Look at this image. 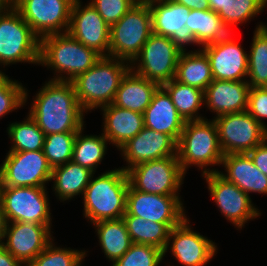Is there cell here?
<instances>
[{"label":"cell","instance_id":"6da1fadb","mask_svg":"<svg viewBox=\"0 0 267 266\" xmlns=\"http://www.w3.org/2000/svg\"><path fill=\"white\" fill-rule=\"evenodd\" d=\"M85 113L72 82L49 80L33 98L28 114L46 136L85 129Z\"/></svg>","mask_w":267,"mask_h":266},{"label":"cell","instance_id":"7a4b0ae2","mask_svg":"<svg viewBox=\"0 0 267 266\" xmlns=\"http://www.w3.org/2000/svg\"><path fill=\"white\" fill-rule=\"evenodd\" d=\"M101 57L68 32L40 39L38 65L41 64L55 71L56 76L50 80L71 82L94 66Z\"/></svg>","mask_w":267,"mask_h":266},{"label":"cell","instance_id":"3957f363","mask_svg":"<svg viewBox=\"0 0 267 266\" xmlns=\"http://www.w3.org/2000/svg\"><path fill=\"white\" fill-rule=\"evenodd\" d=\"M128 62L110 56H102L73 83L81 108L88 112L112 104L123 77L130 70Z\"/></svg>","mask_w":267,"mask_h":266},{"label":"cell","instance_id":"277c9868","mask_svg":"<svg viewBox=\"0 0 267 266\" xmlns=\"http://www.w3.org/2000/svg\"><path fill=\"white\" fill-rule=\"evenodd\" d=\"M83 193L84 217L92 224L123 218L126 213L129 178L122 168L109 170L93 179Z\"/></svg>","mask_w":267,"mask_h":266},{"label":"cell","instance_id":"5b68a950","mask_svg":"<svg viewBox=\"0 0 267 266\" xmlns=\"http://www.w3.org/2000/svg\"><path fill=\"white\" fill-rule=\"evenodd\" d=\"M186 121L177 143V156L183 172L196 165L202 175L218 172V169H206L207 166L221 165L223 152L219 145L217 126L214 120Z\"/></svg>","mask_w":267,"mask_h":266},{"label":"cell","instance_id":"8992f818","mask_svg":"<svg viewBox=\"0 0 267 266\" xmlns=\"http://www.w3.org/2000/svg\"><path fill=\"white\" fill-rule=\"evenodd\" d=\"M40 39L9 2L0 12V65L39 63Z\"/></svg>","mask_w":267,"mask_h":266},{"label":"cell","instance_id":"52a82bcc","mask_svg":"<svg viewBox=\"0 0 267 266\" xmlns=\"http://www.w3.org/2000/svg\"><path fill=\"white\" fill-rule=\"evenodd\" d=\"M151 33L149 5L136 3L117 23L110 26L109 56L131 64Z\"/></svg>","mask_w":267,"mask_h":266},{"label":"cell","instance_id":"ba28073f","mask_svg":"<svg viewBox=\"0 0 267 266\" xmlns=\"http://www.w3.org/2000/svg\"><path fill=\"white\" fill-rule=\"evenodd\" d=\"M129 184L143 193L179 196L185 173L178 156L138 164L127 171Z\"/></svg>","mask_w":267,"mask_h":266},{"label":"cell","instance_id":"9c48e42d","mask_svg":"<svg viewBox=\"0 0 267 266\" xmlns=\"http://www.w3.org/2000/svg\"><path fill=\"white\" fill-rule=\"evenodd\" d=\"M181 52L169 37L152 32L130 68L138 75L162 86L175 79Z\"/></svg>","mask_w":267,"mask_h":266},{"label":"cell","instance_id":"30bf717a","mask_svg":"<svg viewBox=\"0 0 267 266\" xmlns=\"http://www.w3.org/2000/svg\"><path fill=\"white\" fill-rule=\"evenodd\" d=\"M46 187H0V202L8 222L46 225L51 230Z\"/></svg>","mask_w":267,"mask_h":266},{"label":"cell","instance_id":"8fae6325","mask_svg":"<svg viewBox=\"0 0 267 266\" xmlns=\"http://www.w3.org/2000/svg\"><path fill=\"white\" fill-rule=\"evenodd\" d=\"M224 155L248 153L267 139V129L247 110L214 117Z\"/></svg>","mask_w":267,"mask_h":266},{"label":"cell","instance_id":"7c38bea8","mask_svg":"<svg viewBox=\"0 0 267 266\" xmlns=\"http://www.w3.org/2000/svg\"><path fill=\"white\" fill-rule=\"evenodd\" d=\"M9 2L39 39L68 32L74 0H10Z\"/></svg>","mask_w":267,"mask_h":266},{"label":"cell","instance_id":"4fadbf2b","mask_svg":"<svg viewBox=\"0 0 267 266\" xmlns=\"http://www.w3.org/2000/svg\"><path fill=\"white\" fill-rule=\"evenodd\" d=\"M52 170L43 150L8 152L0 165V187H46Z\"/></svg>","mask_w":267,"mask_h":266},{"label":"cell","instance_id":"5bb4252c","mask_svg":"<svg viewBox=\"0 0 267 266\" xmlns=\"http://www.w3.org/2000/svg\"><path fill=\"white\" fill-rule=\"evenodd\" d=\"M202 177H205L210 196L221 214L238 229L241 230L248 223L247 221L261 215L259 209L253 205L250 196L227 181L219 172L208 173Z\"/></svg>","mask_w":267,"mask_h":266},{"label":"cell","instance_id":"9a60e30c","mask_svg":"<svg viewBox=\"0 0 267 266\" xmlns=\"http://www.w3.org/2000/svg\"><path fill=\"white\" fill-rule=\"evenodd\" d=\"M184 208L179 196L143 193L129 184L124 216H137L159 223H181L186 218Z\"/></svg>","mask_w":267,"mask_h":266},{"label":"cell","instance_id":"2e32d148","mask_svg":"<svg viewBox=\"0 0 267 266\" xmlns=\"http://www.w3.org/2000/svg\"><path fill=\"white\" fill-rule=\"evenodd\" d=\"M185 218L170 231L164 257L170 248L172 256L183 266H205L215 256V242L191 229ZM171 244V245H170ZM170 245V246H169Z\"/></svg>","mask_w":267,"mask_h":266},{"label":"cell","instance_id":"e0dca14e","mask_svg":"<svg viewBox=\"0 0 267 266\" xmlns=\"http://www.w3.org/2000/svg\"><path fill=\"white\" fill-rule=\"evenodd\" d=\"M81 3L73 2L68 33L101 56H109L110 26L90 2L84 7Z\"/></svg>","mask_w":267,"mask_h":266},{"label":"cell","instance_id":"ac0fdd59","mask_svg":"<svg viewBox=\"0 0 267 266\" xmlns=\"http://www.w3.org/2000/svg\"><path fill=\"white\" fill-rule=\"evenodd\" d=\"M148 5L153 33L169 37L182 52L186 51V45L197 44L186 26L191 11L189 8L172 0L153 1Z\"/></svg>","mask_w":267,"mask_h":266},{"label":"cell","instance_id":"d6986e66","mask_svg":"<svg viewBox=\"0 0 267 266\" xmlns=\"http://www.w3.org/2000/svg\"><path fill=\"white\" fill-rule=\"evenodd\" d=\"M230 32L225 38L200 46L209 58L214 80L246 81L248 54Z\"/></svg>","mask_w":267,"mask_h":266},{"label":"cell","instance_id":"ffe728a7","mask_svg":"<svg viewBox=\"0 0 267 266\" xmlns=\"http://www.w3.org/2000/svg\"><path fill=\"white\" fill-rule=\"evenodd\" d=\"M46 225L26 222H8L3 247L24 266H27L54 240Z\"/></svg>","mask_w":267,"mask_h":266},{"label":"cell","instance_id":"44dd1931","mask_svg":"<svg viewBox=\"0 0 267 266\" xmlns=\"http://www.w3.org/2000/svg\"><path fill=\"white\" fill-rule=\"evenodd\" d=\"M118 150L128 164L121 168L127 172L144 162L177 156V143L169 135L144 126L134 138L129 139Z\"/></svg>","mask_w":267,"mask_h":266},{"label":"cell","instance_id":"7402d4cb","mask_svg":"<svg viewBox=\"0 0 267 266\" xmlns=\"http://www.w3.org/2000/svg\"><path fill=\"white\" fill-rule=\"evenodd\" d=\"M249 90L247 81L213 80L204 91V104L215 117L242 112L248 107Z\"/></svg>","mask_w":267,"mask_h":266},{"label":"cell","instance_id":"603a6c76","mask_svg":"<svg viewBox=\"0 0 267 266\" xmlns=\"http://www.w3.org/2000/svg\"><path fill=\"white\" fill-rule=\"evenodd\" d=\"M143 121L145 127L169 135L176 143L186 122L162 86L154 93L150 105L143 112Z\"/></svg>","mask_w":267,"mask_h":266},{"label":"cell","instance_id":"cb8c5ba5","mask_svg":"<svg viewBox=\"0 0 267 266\" xmlns=\"http://www.w3.org/2000/svg\"><path fill=\"white\" fill-rule=\"evenodd\" d=\"M221 165L226 173L218 171L227 181L242 191L267 195V176L255 165L248 153H234L223 156Z\"/></svg>","mask_w":267,"mask_h":266},{"label":"cell","instance_id":"d4e9b609","mask_svg":"<svg viewBox=\"0 0 267 266\" xmlns=\"http://www.w3.org/2000/svg\"><path fill=\"white\" fill-rule=\"evenodd\" d=\"M103 112L102 134L117 149L134 138L144 127L143 114L115 106L113 103L99 108Z\"/></svg>","mask_w":267,"mask_h":266},{"label":"cell","instance_id":"484cf974","mask_svg":"<svg viewBox=\"0 0 267 266\" xmlns=\"http://www.w3.org/2000/svg\"><path fill=\"white\" fill-rule=\"evenodd\" d=\"M159 87V84L138 75L130 69L117 89L113 104L143 114Z\"/></svg>","mask_w":267,"mask_h":266},{"label":"cell","instance_id":"4316f807","mask_svg":"<svg viewBox=\"0 0 267 266\" xmlns=\"http://www.w3.org/2000/svg\"><path fill=\"white\" fill-rule=\"evenodd\" d=\"M93 174L95 173L90 169L72 160L53 168L50 180H54L53 191L56 197L64 202L77 195H83Z\"/></svg>","mask_w":267,"mask_h":266},{"label":"cell","instance_id":"83f0119b","mask_svg":"<svg viewBox=\"0 0 267 266\" xmlns=\"http://www.w3.org/2000/svg\"><path fill=\"white\" fill-rule=\"evenodd\" d=\"M175 80L205 91L214 80L206 53L202 49L195 50V52H181L177 63Z\"/></svg>","mask_w":267,"mask_h":266},{"label":"cell","instance_id":"f1b7e54d","mask_svg":"<svg viewBox=\"0 0 267 266\" xmlns=\"http://www.w3.org/2000/svg\"><path fill=\"white\" fill-rule=\"evenodd\" d=\"M102 252L112 263L129 250L132 241L123 218L102 220L93 224Z\"/></svg>","mask_w":267,"mask_h":266},{"label":"cell","instance_id":"f546056e","mask_svg":"<svg viewBox=\"0 0 267 266\" xmlns=\"http://www.w3.org/2000/svg\"><path fill=\"white\" fill-rule=\"evenodd\" d=\"M132 243L146 244L165 251L170 231L180 223L145 221L137 216H123Z\"/></svg>","mask_w":267,"mask_h":266},{"label":"cell","instance_id":"4dcf8cb0","mask_svg":"<svg viewBox=\"0 0 267 266\" xmlns=\"http://www.w3.org/2000/svg\"><path fill=\"white\" fill-rule=\"evenodd\" d=\"M186 26L194 35L199 46L217 42L230 33L218 13L210 9L191 10Z\"/></svg>","mask_w":267,"mask_h":266},{"label":"cell","instance_id":"1f68e13d","mask_svg":"<svg viewBox=\"0 0 267 266\" xmlns=\"http://www.w3.org/2000/svg\"><path fill=\"white\" fill-rule=\"evenodd\" d=\"M247 78L250 88H267V25L262 22L254 30Z\"/></svg>","mask_w":267,"mask_h":266},{"label":"cell","instance_id":"d6a6232c","mask_svg":"<svg viewBox=\"0 0 267 266\" xmlns=\"http://www.w3.org/2000/svg\"><path fill=\"white\" fill-rule=\"evenodd\" d=\"M162 87L168 92L173 105L185 121L205 119L198 114L204 104V91L179 83L175 79L164 83Z\"/></svg>","mask_w":267,"mask_h":266},{"label":"cell","instance_id":"836d02e7","mask_svg":"<svg viewBox=\"0 0 267 266\" xmlns=\"http://www.w3.org/2000/svg\"><path fill=\"white\" fill-rule=\"evenodd\" d=\"M83 129L77 132L73 144L72 161L80 166L96 172L99 164L104 159L107 149L105 136L101 133L97 135H85ZM83 134V135H82ZM96 168V169H95Z\"/></svg>","mask_w":267,"mask_h":266},{"label":"cell","instance_id":"e575fe53","mask_svg":"<svg viewBox=\"0 0 267 266\" xmlns=\"http://www.w3.org/2000/svg\"><path fill=\"white\" fill-rule=\"evenodd\" d=\"M26 118L9 124L7 133L13 145L8 152L43 150L45 134L29 114Z\"/></svg>","mask_w":267,"mask_h":266},{"label":"cell","instance_id":"d590c367","mask_svg":"<svg viewBox=\"0 0 267 266\" xmlns=\"http://www.w3.org/2000/svg\"><path fill=\"white\" fill-rule=\"evenodd\" d=\"M265 7L266 0H222V10L218 15L231 32V27L246 23L263 12Z\"/></svg>","mask_w":267,"mask_h":266},{"label":"cell","instance_id":"8d00e7d4","mask_svg":"<svg viewBox=\"0 0 267 266\" xmlns=\"http://www.w3.org/2000/svg\"><path fill=\"white\" fill-rule=\"evenodd\" d=\"M77 132L52 133L45 136L43 153L53 168L72 160Z\"/></svg>","mask_w":267,"mask_h":266},{"label":"cell","instance_id":"74e56055","mask_svg":"<svg viewBox=\"0 0 267 266\" xmlns=\"http://www.w3.org/2000/svg\"><path fill=\"white\" fill-rule=\"evenodd\" d=\"M84 250L56 247L53 240L27 266H82Z\"/></svg>","mask_w":267,"mask_h":266},{"label":"cell","instance_id":"f35d334b","mask_svg":"<svg viewBox=\"0 0 267 266\" xmlns=\"http://www.w3.org/2000/svg\"><path fill=\"white\" fill-rule=\"evenodd\" d=\"M28 90L22 83L10 79L0 70V119L6 114L23 107L28 99Z\"/></svg>","mask_w":267,"mask_h":266},{"label":"cell","instance_id":"ab89813d","mask_svg":"<svg viewBox=\"0 0 267 266\" xmlns=\"http://www.w3.org/2000/svg\"><path fill=\"white\" fill-rule=\"evenodd\" d=\"M164 251L146 244L132 243L124 255L111 263V266H159Z\"/></svg>","mask_w":267,"mask_h":266},{"label":"cell","instance_id":"60d3db41","mask_svg":"<svg viewBox=\"0 0 267 266\" xmlns=\"http://www.w3.org/2000/svg\"><path fill=\"white\" fill-rule=\"evenodd\" d=\"M104 21L112 26L117 23L135 4V0H90Z\"/></svg>","mask_w":267,"mask_h":266},{"label":"cell","instance_id":"b9f144b4","mask_svg":"<svg viewBox=\"0 0 267 266\" xmlns=\"http://www.w3.org/2000/svg\"><path fill=\"white\" fill-rule=\"evenodd\" d=\"M247 111L267 129V88H250Z\"/></svg>","mask_w":267,"mask_h":266},{"label":"cell","instance_id":"7bdbcfd3","mask_svg":"<svg viewBox=\"0 0 267 266\" xmlns=\"http://www.w3.org/2000/svg\"><path fill=\"white\" fill-rule=\"evenodd\" d=\"M254 165L267 176V139L248 152Z\"/></svg>","mask_w":267,"mask_h":266},{"label":"cell","instance_id":"ee69618b","mask_svg":"<svg viewBox=\"0 0 267 266\" xmlns=\"http://www.w3.org/2000/svg\"><path fill=\"white\" fill-rule=\"evenodd\" d=\"M0 266H24L3 245H0Z\"/></svg>","mask_w":267,"mask_h":266},{"label":"cell","instance_id":"f6af8a7d","mask_svg":"<svg viewBox=\"0 0 267 266\" xmlns=\"http://www.w3.org/2000/svg\"><path fill=\"white\" fill-rule=\"evenodd\" d=\"M178 4L184 5L190 10H208V0H172Z\"/></svg>","mask_w":267,"mask_h":266},{"label":"cell","instance_id":"bcb514c9","mask_svg":"<svg viewBox=\"0 0 267 266\" xmlns=\"http://www.w3.org/2000/svg\"><path fill=\"white\" fill-rule=\"evenodd\" d=\"M6 225H7V221L5 218V214L3 212V207L2 204L0 202V245H3L5 238V230H6Z\"/></svg>","mask_w":267,"mask_h":266},{"label":"cell","instance_id":"7dc6e473","mask_svg":"<svg viewBox=\"0 0 267 266\" xmlns=\"http://www.w3.org/2000/svg\"><path fill=\"white\" fill-rule=\"evenodd\" d=\"M209 9L219 13L222 10V0H208Z\"/></svg>","mask_w":267,"mask_h":266},{"label":"cell","instance_id":"c3c4849f","mask_svg":"<svg viewBox=\"0 0 267 266\" xmlns=\"http://www.w3.org/2000/svg\"><path fill=\"white\" fill-rule=\"evenodd\" d=\"M9 3V0H0V12L2 11L3 8L7 6Z\"/></svg>","mask_w":267,"mask_h":266},{"label":"cell","instance_id":"681fc988","mask_svg":"<svg viewBox=\"0 0 267 266\" xmlns=\"http://www.w3.org/2000/svg\"><path fill=\"white\" fill-rule=\"evenodd\" d=\"M135 1H136V3L149 4L150 2L160 1V0H135Z\"/></svg>","mask_w":267,"mask_h":266}]
</instances>
